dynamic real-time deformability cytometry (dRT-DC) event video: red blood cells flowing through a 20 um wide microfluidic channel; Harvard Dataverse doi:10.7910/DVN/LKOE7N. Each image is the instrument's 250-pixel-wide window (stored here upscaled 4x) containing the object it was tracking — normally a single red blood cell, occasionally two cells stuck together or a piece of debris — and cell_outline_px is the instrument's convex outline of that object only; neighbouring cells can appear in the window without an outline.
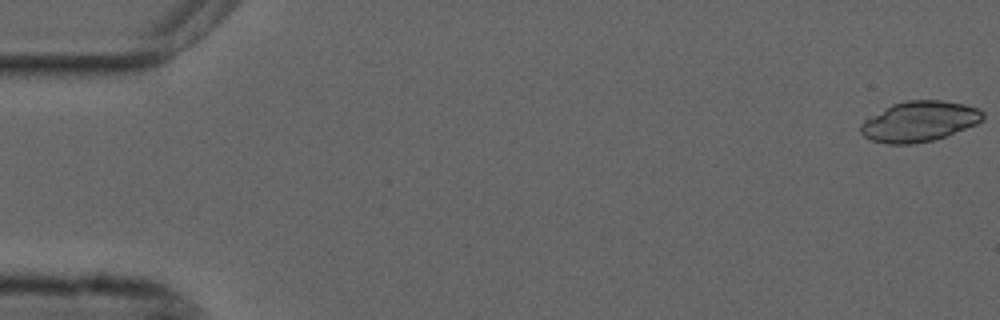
{"species": "common noctule bat (a hibernating species)", "species_latin": "Nyctalus noctula", "temperature_condition": "cold", "stored_images_in_passage": 24, "camera_frame_rate_fps": 3000, "um_per_image_px": 0.085, "animal": {"sex": "male", "forearm_length_mm": 52.5}, "frame": {"image": 1, "passage_image": 1, "time_ms": 0.0, "image_size_px": [1000, 320], "cell_outline_px": [[984, 120], [976, 124], [944, 136], [932, 140], [912, 144], [888, 144], [872, 140], [864, 136], [860, 132], [860, 124], [864, 120], [884, 108], [892, 104], [904, 100], [940, 100], [964, 104], [976, 108], [984, 112]], "centroid_in_image_um": [78.12, 10.31], "position_along_channel_um": 6.9, "area_um2": 28.61}}